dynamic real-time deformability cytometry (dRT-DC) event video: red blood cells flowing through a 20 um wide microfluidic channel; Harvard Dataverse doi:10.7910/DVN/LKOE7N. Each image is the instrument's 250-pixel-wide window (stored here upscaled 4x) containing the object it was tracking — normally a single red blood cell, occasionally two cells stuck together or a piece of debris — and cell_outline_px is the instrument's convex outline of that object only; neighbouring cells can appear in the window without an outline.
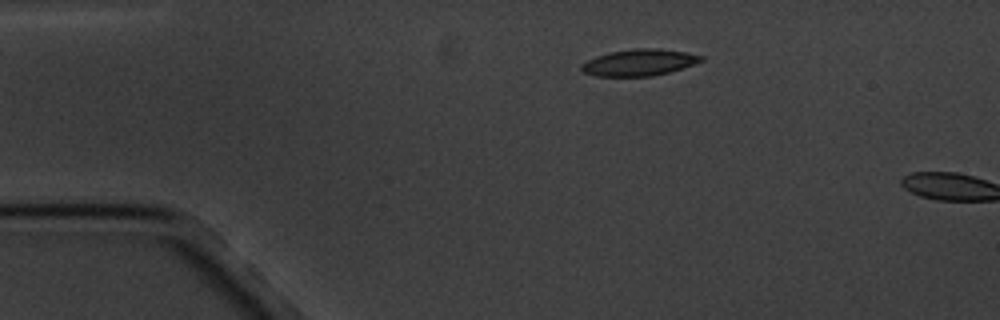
{"species": "common noctule bat (a hibernating species)", "species_latin": "Nyctalus noctula", "temperature_condition": "cold", "stored_images_in_passage": 2, "camera_frame_rate_fps": 3000, "um_per_image_px": 0.085, "animal": {"sex": "male", "body_mass_g": 20.1, "forearm_length_mm": 53.5}, "frame": {"image": 1, "passage_image": 1, "time_ms": 0.0, "image_size_px": [1000, 320], "cell_outline_px": [[704, 60], [668, 72], [652, 76], [596, 76], [584, 72], [580, 68], [580, 64], [596, 56], [608, 52], [636, 48], [656, 48], [684, 52], [704, 56]], "centroid_in_image_um": [54.29, 5.3], "position_along_channel_um": 30.7, "area_um2": 18.32}}